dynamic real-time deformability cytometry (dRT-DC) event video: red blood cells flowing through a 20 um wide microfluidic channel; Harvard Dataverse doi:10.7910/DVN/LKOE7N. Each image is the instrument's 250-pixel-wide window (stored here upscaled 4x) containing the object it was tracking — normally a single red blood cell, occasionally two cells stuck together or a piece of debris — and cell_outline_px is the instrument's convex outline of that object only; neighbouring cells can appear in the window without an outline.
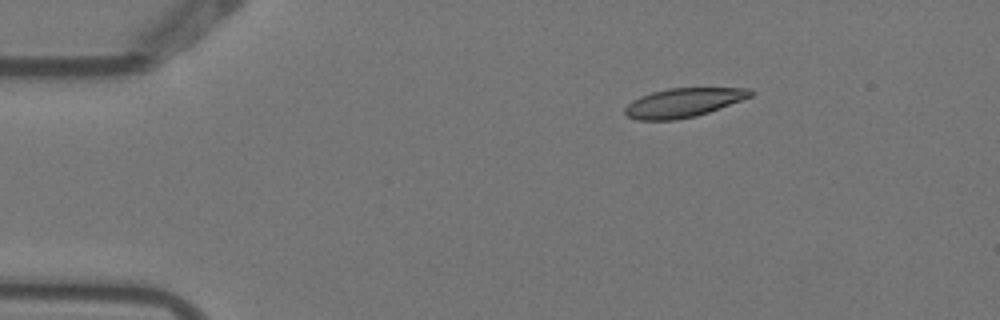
{"species": "Egyptian fruit bat (a non-hibernating species)", "species_latin": "Rousettus aegyptiacus", "temperature_condition": "warm", "stored_images_in_passage": 3, "camera_frame_rate_fps": 3000, "um_per_image_px": 0.085, "animal": {"sex": "female"}, "frame": {"image": 1, "passage_image": 1, "time_ms": 0.0, "image_size_px": [1000, 320], "cell_outline_px": [[752, 96], [708, 112], [696, 116], [676, 120], [636, 120], [628, 116], [624, 112], [624, 108], [632, 100], [640, 96], [652, 92], [668, 88], [752, 88]], "centroid_in_image_um": [58.05, 8.73], "position_along_channel_um": 27.0, "area_um2": 21.15}}
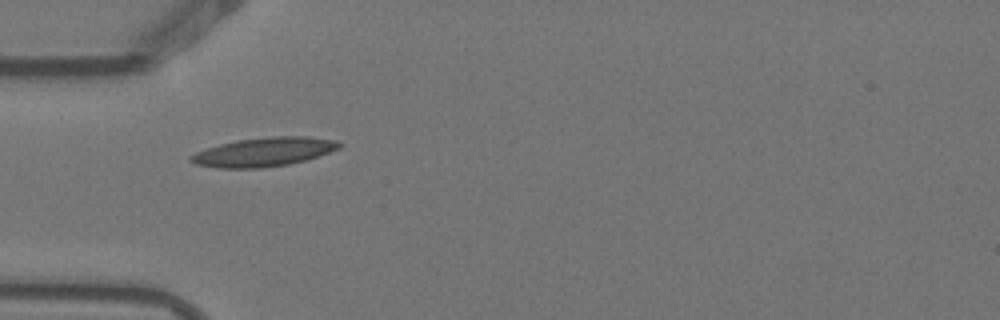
{"frame": {"image": 2, "passage_image": 3, "time_ms": 0.667, "image_size_px": [1000, 320], "cell_outline_px": [[344, 144], [340, 148], [304, 160], [288, 164], [260, 168], [220, 168], [196, 164], [188, 160], [188, 156], [196, 152], [220, 144], [236, 140], [272, 136], [308, 136], [336, 140]], "centroid_in_image_um": [22.42, 12.91], "position_along_channel_um": 62.6, "area_um2": 24.91}}